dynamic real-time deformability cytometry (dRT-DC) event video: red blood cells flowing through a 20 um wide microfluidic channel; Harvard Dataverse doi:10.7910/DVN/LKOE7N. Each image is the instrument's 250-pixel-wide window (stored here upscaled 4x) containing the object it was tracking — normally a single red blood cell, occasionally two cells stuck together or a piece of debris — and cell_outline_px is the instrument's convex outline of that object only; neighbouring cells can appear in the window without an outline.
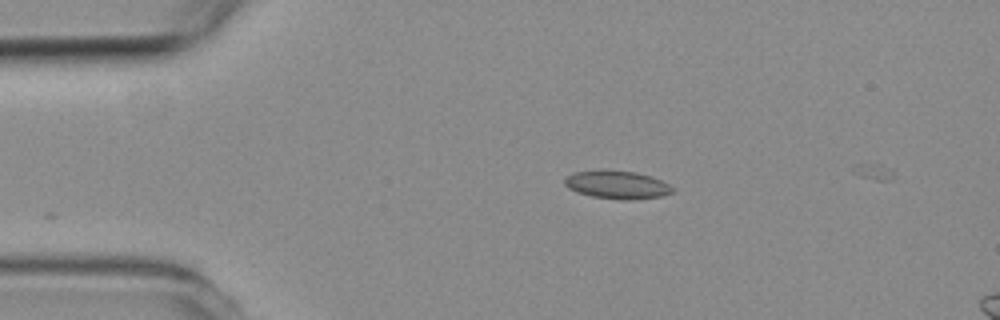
{"species": "common noctule bat (a hibernating species)", "species_latin": "Nyctalus noctula", "temperature_condition": "room temperature", "stored_images_in_passage": 2, "camera_frame_rate_fps": 3000, "um_per_image_px": 0.085, "animal": {"sex": "female", "body_mass_g": 19.3, "forearm_length_mm": 54.1}, "frame": {"image": 1, "passage_image": 1, "time_ms": 0.0, "image_size_px": [1000, 320], "cell_outline_px": [[676, 192], [660, 196], [632, 200], [620, 200], [592, 196], [576, 192], [568, 188], [564, 184], [564, 176], [572, 172], [596, 168], [604, 168], [636, 172], [660, 180], [676, 188]], "centroid_in_image_um": [52.4, 15.67], "position_along_channel_um": 32.6, "area_um2": 18.32}}